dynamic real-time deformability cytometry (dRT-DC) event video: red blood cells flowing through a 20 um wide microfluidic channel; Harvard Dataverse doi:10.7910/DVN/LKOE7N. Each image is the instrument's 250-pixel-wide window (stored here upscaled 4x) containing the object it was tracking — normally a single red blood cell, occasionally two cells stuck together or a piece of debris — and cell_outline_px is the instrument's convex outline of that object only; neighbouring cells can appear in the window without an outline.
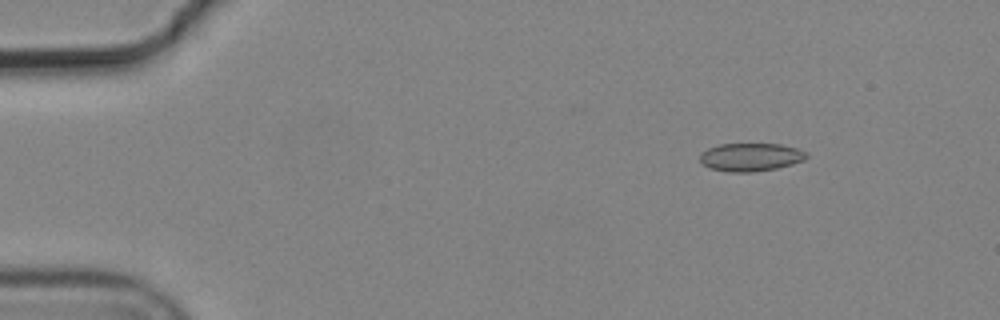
{"species": "common noctule bat (a hibernating species)", "species_latin": "Nyctalus noctula", "temperature_condition": "cold", "stored_images_in_passage": 6, "camera_frame_rate_fps": 3000, "um_per_image_px": 0.085, "animal": {"sex": "male", "body_mass_g": 19.2, "forearm_length_mm": 51.8}, "frame": {"image": 1, "passage_image": 1, "time_ms": 0.0, "image_size_px": [1000, 320], "cell_outline_px": [[808, 156], [804, 160], [792, 164], [776, 168], [752, 172], [728, 172], [708, 168], [700, 160], [700, 156], [708, 148], [720, 144], [780, 144], [796, 148], [808, 152]], "centroid_in_image_um": [63.83, 13.35], "position_along_channel_um": 21.2, "area_um2": 17.4}}
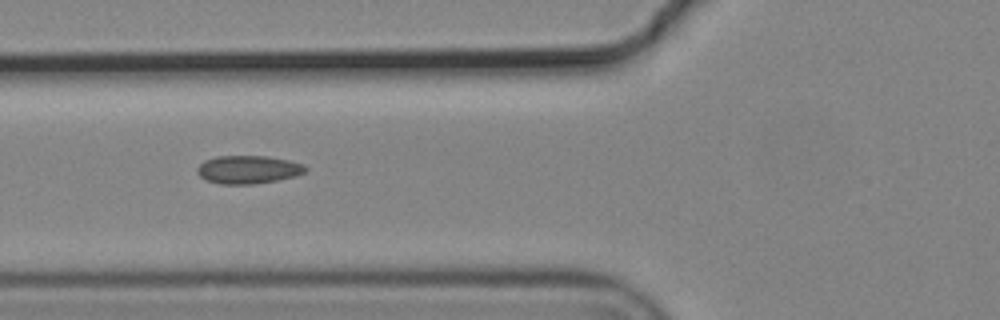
{"frame": {"image": 2, "passage_image": 5, "time_ms": 1.333, "image_size_px": [1000, 320], "cell_outline_px": [[308, 168], [304, 172], [296, 176], [276, 180], [252, 184], [220, 184], [208, 180], [200, 176], [196, 172], [196, 168], [204, 160], [216, 156], [268, 156], [288, 160], [304, 164]], "centroid_in_image_um": [21.09, 14.4], "position_along_channel_um": 104.7, "area_um2": 17.74}}
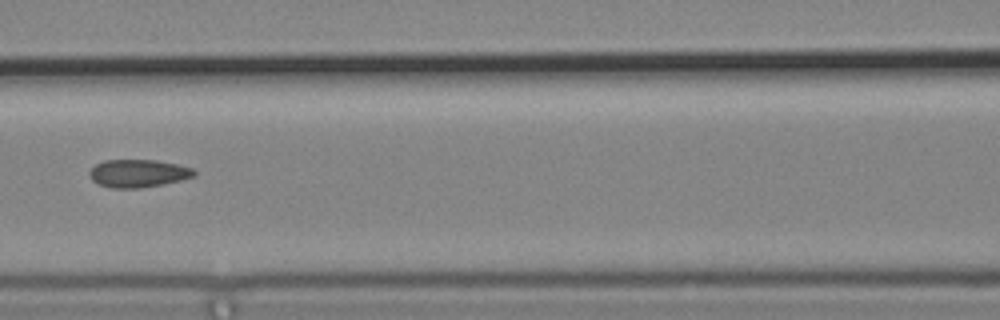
{"frame": {"image": 3, "passage_image": 6, "time_ms": 1.667, "image_size_px": [1000, 320], "cell_outline_px": [[196, 176], [164, 184], [140, 188], [112, 188], [100, 184], [92, 180], [88, 172], [96, 164], [104, 160], [156, 160], [176, 164], [192, 168], [196, 172]], "centroid_in_image_um": [11.75, 14.73], "position_along_channel_um": 154.8, "area_um2": 16.94}}